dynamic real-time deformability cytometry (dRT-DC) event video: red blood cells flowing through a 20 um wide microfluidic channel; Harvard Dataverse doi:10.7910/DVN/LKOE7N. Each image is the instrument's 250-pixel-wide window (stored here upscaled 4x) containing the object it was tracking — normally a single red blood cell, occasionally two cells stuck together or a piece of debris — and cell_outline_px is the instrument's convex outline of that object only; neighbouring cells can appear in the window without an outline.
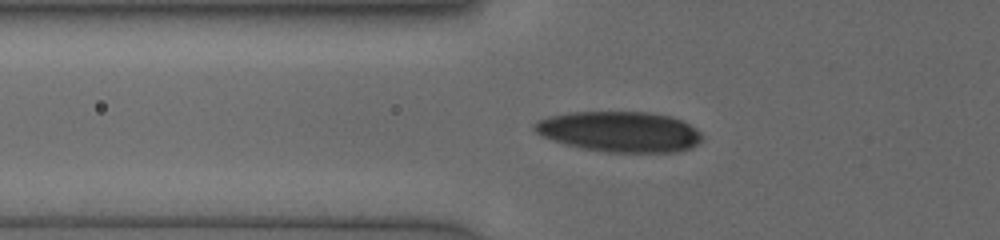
{"species": "human", "species_latin": "Homo sapiens", "temperature_condition": "cold", "stored_images_in_passage": 61, "camera_frame_rate_fps": 3000, "um_per_image_px": 0.085, "donor": {"sex": "female"}, "frame": {"image": 1, "passage_image": 3, "time_ms": 0.333, "image_size_px": [1000, 240], "cell_outline_px": [[704, 136], [692, 148], [680, 152], [608, 152], [584, 148], [568, 144], [544, 136], [536, 132], [532, 128], [532, 124], [536, 120], [548, 116], [568, 112], [648, 112], [668, 116], [680, 120], [696, 128]], "centroid_in_image_um": [52.68, 11.18], "position_along_channel_um": 73.1, "area_um2": 39.42}}
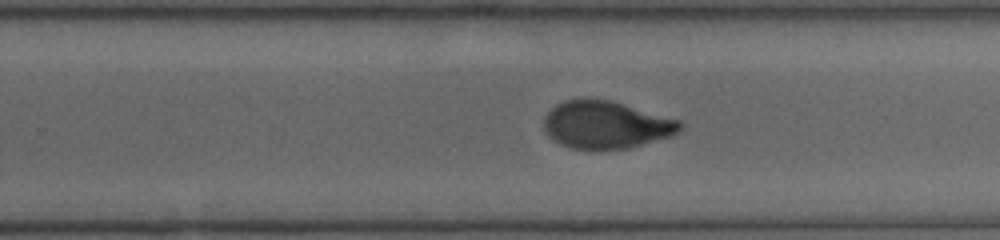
{"frame": {"image": 2, "passage_image": 31, "time_ms": 5.333, "image_size_px": [1000, 240], "cell_outline_px": [[680, 132], [672, 136], [628, 148], [600, 152], [592, 152], [568, 148], [552, 140], [548, 136], [544, 128], [544, 120], [548, 112], [556, 104], [564, 100], [608, 100], [680, 120]], "centroid_in_image_um": [51.48, 10.67], "position_along_channel_um": 278.3, "area_um2": 37.97}}
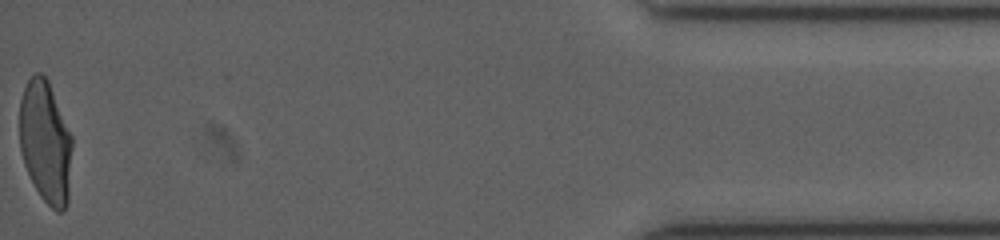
{"frame": {"image": 3, "passage_image": 60, "time_ms": 10.667, "image_size_px": [1000, 240], "cell_outline_px": [[72, 148], [68, 204], [64, 212], [56, 212], [40, 196], [24, 164], [20, 148], [20, 100], [24, 88], [28, 80], [36, 72], [40, 72], [48, 80], [72, 136]], "centroid_in_image_um": [3.88, 12.1], "position_along_channel_um": 431.3, "area_um2": 37.51}}